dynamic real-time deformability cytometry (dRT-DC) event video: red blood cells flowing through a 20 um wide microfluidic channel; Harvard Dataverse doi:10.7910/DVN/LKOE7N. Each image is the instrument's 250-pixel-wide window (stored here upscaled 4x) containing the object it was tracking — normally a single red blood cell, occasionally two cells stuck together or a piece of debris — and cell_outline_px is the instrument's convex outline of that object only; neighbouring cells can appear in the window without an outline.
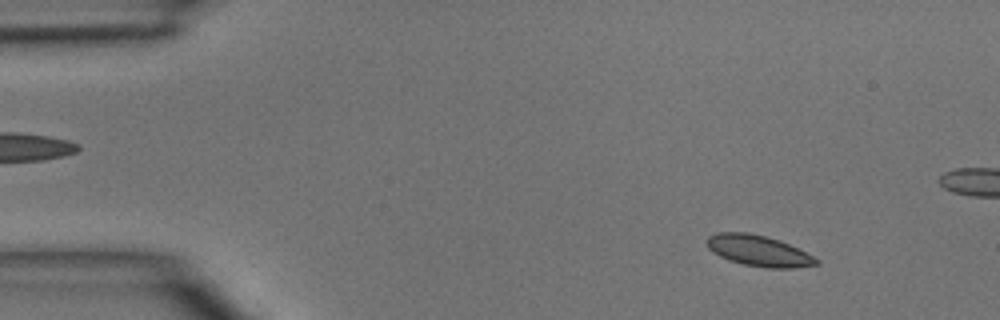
{"species": "common noctule bat (a hibernating species)", "species_latin": "Nyctalus noctula", "temperature_condition": "room temperature", "stored_images_in_passage": 4, "camera_frame_rate_fps": 3000, "um_per_image_px": 0.085, "animal": {"sex": "male", "body_mass_g": 15.6}, "frame": {"image": 1, "passage_image": 1, "time_ms": 0.0, "image_size_px": [1000, 320], "cell_outline_px": [[820, 264], [796, 268], [768, 268], [744, 264], [728, 260], [712, 252], [708, 248], [704, 240], [708, 236], [716, 232], [748, 232], [780, 240], [820, 260]], "centroid_in_image_um": [64.44, 21.31], "position_along_channel_um": 20.6, "area_um2": 19.77}}